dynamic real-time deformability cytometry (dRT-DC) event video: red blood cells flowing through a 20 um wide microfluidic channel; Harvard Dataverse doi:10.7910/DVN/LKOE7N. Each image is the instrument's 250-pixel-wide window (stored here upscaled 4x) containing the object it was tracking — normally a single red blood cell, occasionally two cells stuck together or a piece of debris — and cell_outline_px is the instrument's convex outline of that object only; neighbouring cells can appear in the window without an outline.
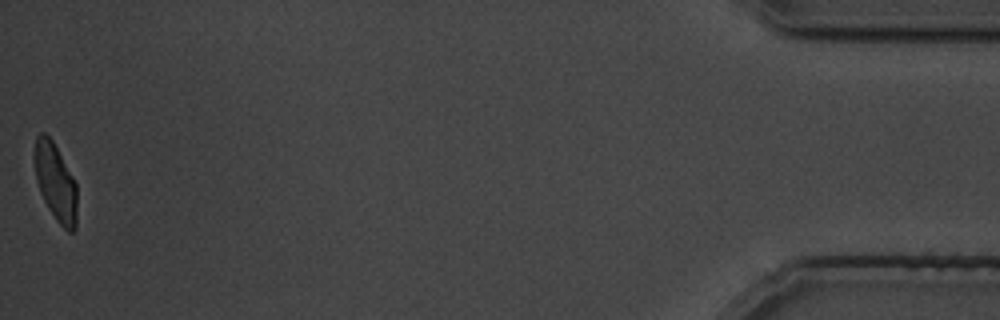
{"species": "common noctule bat (a hibernating species)", "species_latin": "Nyctalus noctula", "temperature_condition": "cold", "stored_images_in_passage": 38, "camera_frame_rate_fps": 3000, "um_per_image_px": 0.085, "animal": {"sex": "male", "body_mass_g": 19.5, "forearm_length_mm": 54.6}, "frame": {"image": 1, "passage_image": 38, "time_ms": 44.667, "image_size_px": [1000, 320], "cell_outline_px": [[76, 228], [72, 232], [68, 232], [56, 220], [48, 208], [40, 192], [36, 180], [32, 156], [36, 136], [40, 132], [44, 132], [52, 140], [72, 176], [76, 184]], "centroid_in_image_um": [4.68, 15.46], "position_along_channel_um": 430.5, "area_um2": 19.31}}